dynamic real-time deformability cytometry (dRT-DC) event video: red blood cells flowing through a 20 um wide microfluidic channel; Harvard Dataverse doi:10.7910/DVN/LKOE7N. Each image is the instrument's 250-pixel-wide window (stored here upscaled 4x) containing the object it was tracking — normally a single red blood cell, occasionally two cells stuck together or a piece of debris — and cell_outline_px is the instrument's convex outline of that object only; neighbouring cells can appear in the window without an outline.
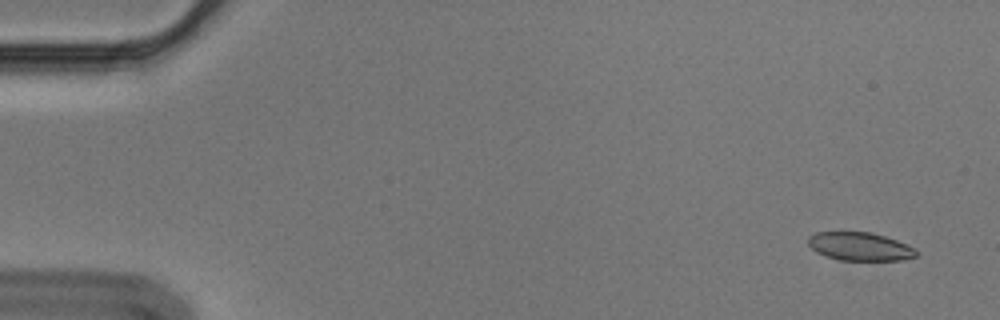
{"species": "Egyptian fruit bat (a non-hibernating species)", "species_latin": "Rousettus aegyptiacus", "temperature_condition": "cold", "stored_images_in_passage": 6, "camera_frame_rate_fps": 3000, "um_per_image_px": 0.085, "animal": {"sex": "male"}, "frame": {"image": 1, "passage_image": 1, "time_ms": 0.0, "image_size_px": [1000, 320], "cell_outline_px": [[916, 256], [904, 260], [840, 260], [824, 256], [816, 252], [808, 244], [808, 236], [816, 232], [872, 232], [896, 240], [916, 248]], "centroid_in_image_um": [73.07, 20.95], "position_along_channel_um": 11.9, "area_um2": 17.86}}
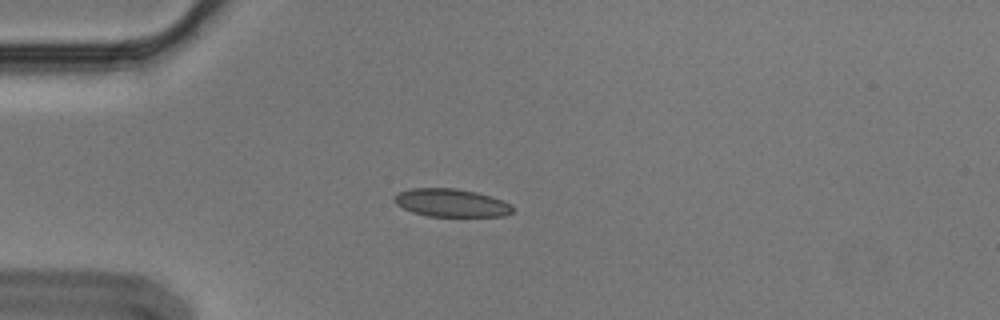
{"frame": {"image": 2, "passage_image": 4, "time_ms": 1.0, "image_size_px": [1000, 320], "cell_outline_px": [[512, 212], [504, 216], [428, 216], [412, 212], [396, 204], [392, 200], [396, 192], [412, 188], [456, 188], [476, 192], [504, 200], [512, 204]], "centroid_in_image_um": [38.33, 17.23], "position_along_channel_um": 46.7, "area_um2": 19.42}}